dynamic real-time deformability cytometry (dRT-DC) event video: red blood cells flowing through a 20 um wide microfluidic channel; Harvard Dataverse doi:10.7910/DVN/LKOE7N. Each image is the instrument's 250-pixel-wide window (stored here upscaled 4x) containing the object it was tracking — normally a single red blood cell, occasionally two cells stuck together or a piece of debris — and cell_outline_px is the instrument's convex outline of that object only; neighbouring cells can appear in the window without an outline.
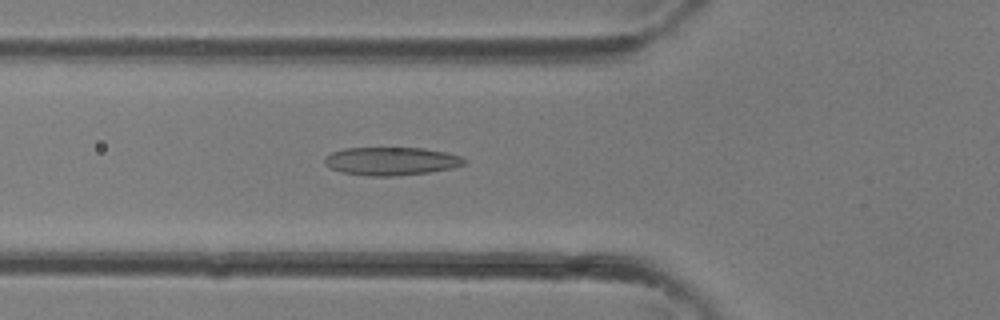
{"species": "common noctule bat (a hibernating species)", "species_latin": "Nyctalus noctula", "temperature_condition": "room temperature", "stored_images_in_passage": 36, "camera_frame_rate_fps": 3000, "um_per_image_px": 0.085, "animal": {"sex": "female"}, "frame": {"image": 1, "passage_image": 13, "time_ms": 4.0, "image_size_px": [1000, 320], "cell_outline_px": [[464, 164], [452, 168], [428, 172], [392, 176], [368, 176], [340, 172], [324, 164], [324, 156], [332, 152], [344, 148], [424, 148], [444, 152], [460, 156], [464, 160]], "centroid_in_image_um": [33.19, 13.7], "position_along_channel_um": 92.6, "area_um2": 22.77}}
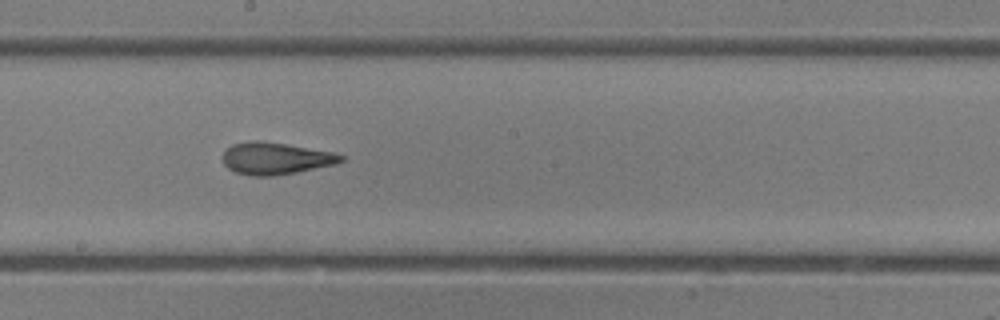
{"frame": {"image": 2, "passage_image": 20, "time_ms": 6.333, "image_size_px": [1000, 320], "cell_outline_px": [[344, 160], [336, 164], [296, 172], [272, 176], [252, 176], [236, 172], [228, 168], [224, 164], [224, 152], [232, 144], [256, 140], [284, 144], [336, 152], [344, 156]], "centroid_in_image_um": [23.46, 13.47], "position_along_channel_um": 224.7, "area_um2": 21.85}}
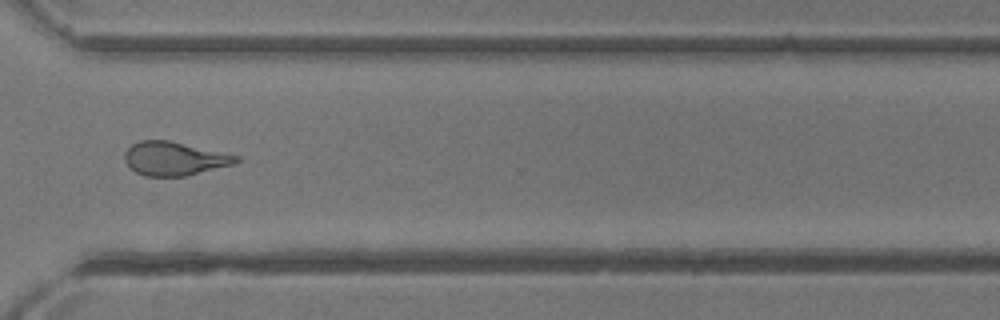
{"frame": {"image": 3, "passage_image": 27, "time_ms": 8.667, "image_size_px": [1000, 320], "cell_outline_px": [[240, 160], [232, 164], [184, 176], [144, 176], [136, 172], [124, 160], [124, 152], [132, 144], [140, 140], [168, 140], [240, 156]], "centroid_in_image_um": [14.78, 13.47], "position_along_channel_um": 355.8, "area_um2": 21.56}}